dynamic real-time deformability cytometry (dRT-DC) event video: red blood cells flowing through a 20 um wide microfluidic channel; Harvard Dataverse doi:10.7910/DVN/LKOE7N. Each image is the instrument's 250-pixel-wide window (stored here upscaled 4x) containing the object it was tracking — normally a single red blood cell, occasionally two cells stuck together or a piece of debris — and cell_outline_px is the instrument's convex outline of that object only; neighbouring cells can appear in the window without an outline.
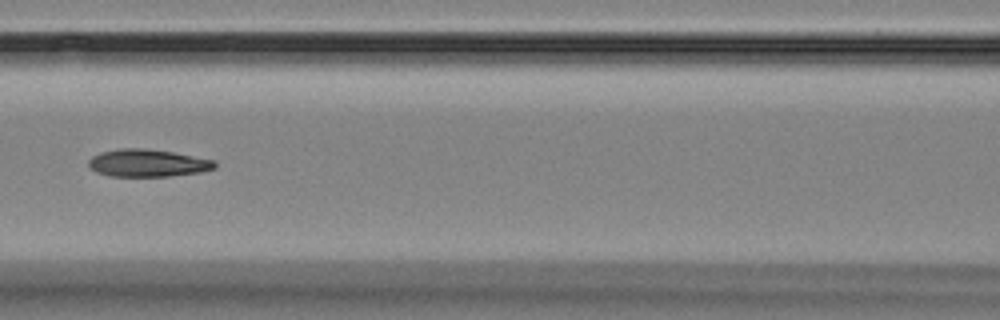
{"species": "Egyptian fruit bat (a non-hibernating species)", "species_latin": "Rousettus aegyptiacus", "temperature_condition": "room temperature", "stored_images_in_passage": 14, "camera_frame_rate_fps": 3000, "um_per_image_px": 0.085, "animal": {"sex": "female"}, "frame": {"image": 1, "passage_image": 7, "time_ms": 8.333, "image_size_px": [1000, 320], "cell_outline_px": [[216, 168], [200, 172], [168, 176], [112, 176], [96, 172], [88, 164], [88, 160], [92, 156], [100, 152], [120, 148], [144, 148], [172, 152], [216, 160]], "centroid_in_image_um": [12.55, 13.85], "position_along_channel_um": 154.0, "area_um2": 20.17}}
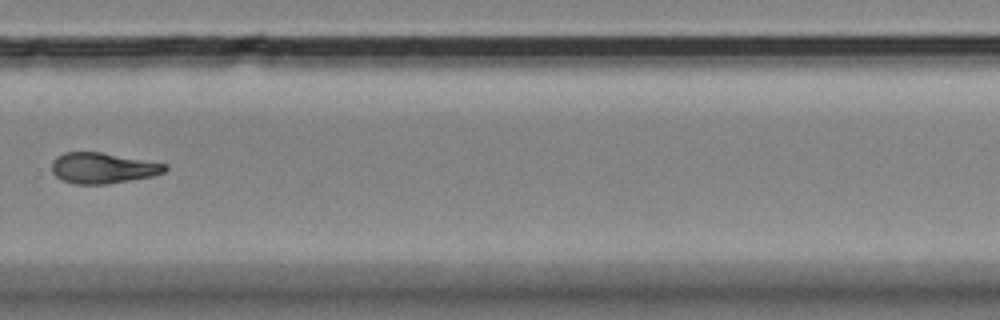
{"frame": {"image": 2, "passage_image": 11, "time_ms": 13.0, "image_size_px": [1000, 320], "cell_outline_px": [[168, 168], [164, 172], [152, 176], [104, 184], [72, 184], [56, 176], [52, 172], [52, 160], [56, 156], [64, 152], [100, 152], [168, 164]], "centroid_in_image_um": [8.72, 14.27], "position_along_channel_um": 321.1, "area_um2": 20.17}}
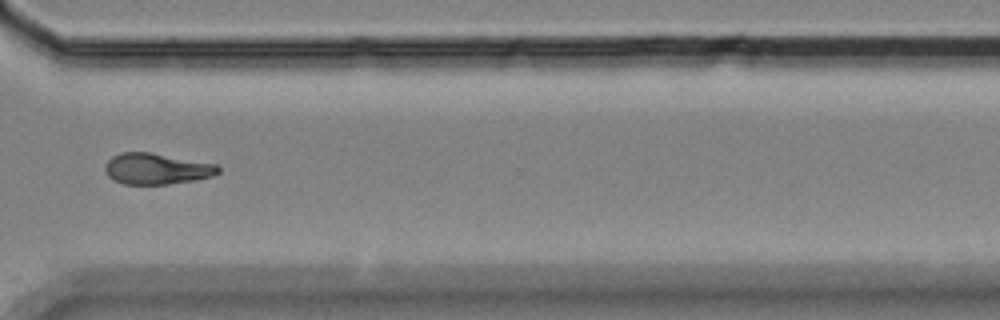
{"frame": {"image": 3, "passage_image": 12, "time_ms": 14.0, "image_size_px": [1000, 320], "cell_outline_px": [[220, 172], [212, 176], [196, 180], [168, 184], [124, 184], [112, 180], [108, 176], [104, 168], [104, 164], [112, 156], [120, 152], [148, 152], [216, 164], [220, 168]], "centroid_in_image_um": [13.28, 14.35], "position_along_channel_um": 357.3, "area_um2": 20.52}}